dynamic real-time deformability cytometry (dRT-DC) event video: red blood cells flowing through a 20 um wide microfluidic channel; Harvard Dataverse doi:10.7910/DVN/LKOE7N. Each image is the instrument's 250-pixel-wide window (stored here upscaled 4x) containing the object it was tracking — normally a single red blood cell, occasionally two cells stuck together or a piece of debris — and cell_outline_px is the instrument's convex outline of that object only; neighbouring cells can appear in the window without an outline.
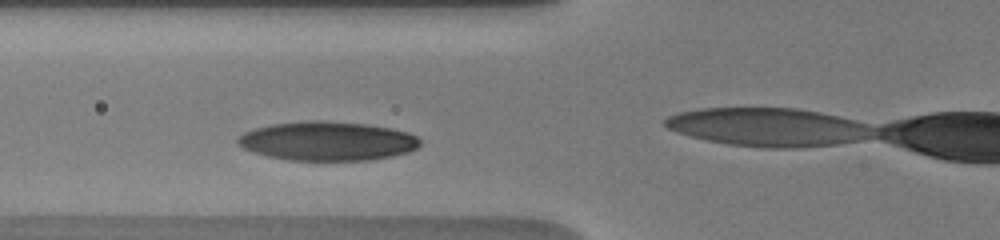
{"species": "human", "species_latin": "Homo sapiens", "temperature_condition": "warm", "stored_images_in_passage": 6, "camera_frame_rate_fps": 3000, "um_per_image_px": 0.085, "donor": {"sex": "male"}, "frame": {"image": 1, "passage_image": 5, "time_ms": 3.667, "image_size_px": [1000, 240], "cell_outline_px": [[420, 144], [416, 148], [408, 152], [392, 156], [372, 160], [288, 160], [268, 156], [244, 148], [236, 144], [236, 140], [244, 132], [256, 128], [272, 124], [308, 120], [324, 120], [364, 124], [388, 128], [408, 132], [416, 136], [420, 140]], "centroid_in_image_um": [27.82, 11.99], "position_along_channel_um": 98.0, "area_um2": 41.33}}